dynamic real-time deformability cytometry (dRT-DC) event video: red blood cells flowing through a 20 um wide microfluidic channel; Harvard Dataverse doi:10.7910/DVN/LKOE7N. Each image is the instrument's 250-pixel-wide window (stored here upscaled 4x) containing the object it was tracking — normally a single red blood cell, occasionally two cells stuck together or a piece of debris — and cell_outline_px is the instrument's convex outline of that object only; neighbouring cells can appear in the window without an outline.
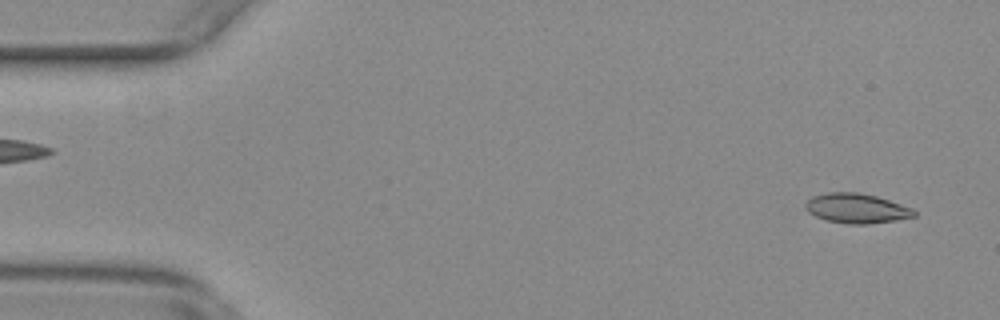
{"species": "common noctule bat (a hibernating species)", "species_latin": "Nyctalus noctula", "temperature_condition": "warm", "stored_images_in_passage": 10, "camera_frame_rate_fps": 3000, "um_per_image_px": 0.085, "animal": {"sex": "female", "body_mass_g": 29.2, "forearm_length_mm": 56.3}, "frame": {"image": 1, "passage_image": 3, "time_ms": 0.667, "image_size_px": [1000, 320], "cell_outline_px": [[916, 216], [896, 220], [864, 224], [848, 224], [824, 220], [808, 212], [804, 208], [804, 204], [812, 196], [828, 192], [856, 192], [876, 196], [912, 208], [916, 212]], "centroid_in_image_um": [72.77, 17.71], "position_along_channel_um": 12.2, "area_um2": 18.79}}